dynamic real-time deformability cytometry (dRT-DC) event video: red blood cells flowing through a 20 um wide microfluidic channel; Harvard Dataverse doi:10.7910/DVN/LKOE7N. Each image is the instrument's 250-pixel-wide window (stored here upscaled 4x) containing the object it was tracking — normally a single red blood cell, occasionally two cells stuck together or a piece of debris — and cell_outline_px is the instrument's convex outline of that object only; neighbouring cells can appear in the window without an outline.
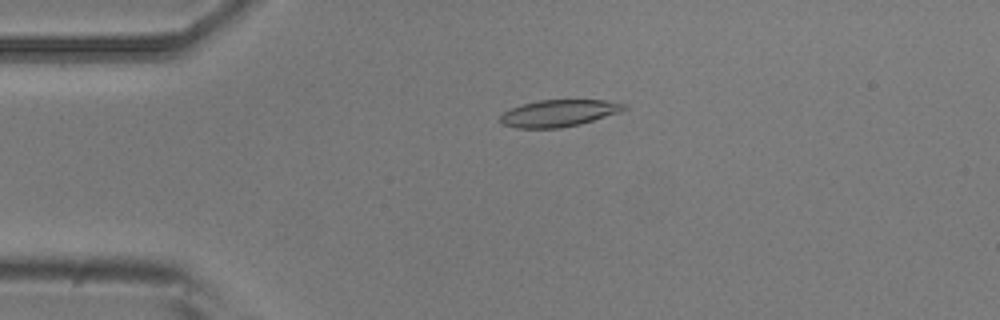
{"species": "common noctule bat (a hibernating species)", "species_latin": "Nyctalus noctula", "temperature_condition": "room temperature", "stored_images_in_passage": 4, "camera_frame_rate_fps": 3000, "um_per_image_px": 0.085, "animal": {"sex": "male", "body_mass_g": 20.5, "forearm_length_mm": 52.5}, "frame": {"image": 1, "passage_image": 2, "time_ms": 1.333, "image_size_px": [1000, 320], "cell_outline_px": [[628, 108], [620, 112], [580, 124], [560, 128], [516, 128], [504, 124], [500, 120], [500, 116], [504, 112], [512, 108], [524, 104], [540, 100], [604, 100], [628, 104]], "centroid_in_image_um": [47.54, 9.62], "position_along_channel_um": 37.5, "area_um2": 19.25}}